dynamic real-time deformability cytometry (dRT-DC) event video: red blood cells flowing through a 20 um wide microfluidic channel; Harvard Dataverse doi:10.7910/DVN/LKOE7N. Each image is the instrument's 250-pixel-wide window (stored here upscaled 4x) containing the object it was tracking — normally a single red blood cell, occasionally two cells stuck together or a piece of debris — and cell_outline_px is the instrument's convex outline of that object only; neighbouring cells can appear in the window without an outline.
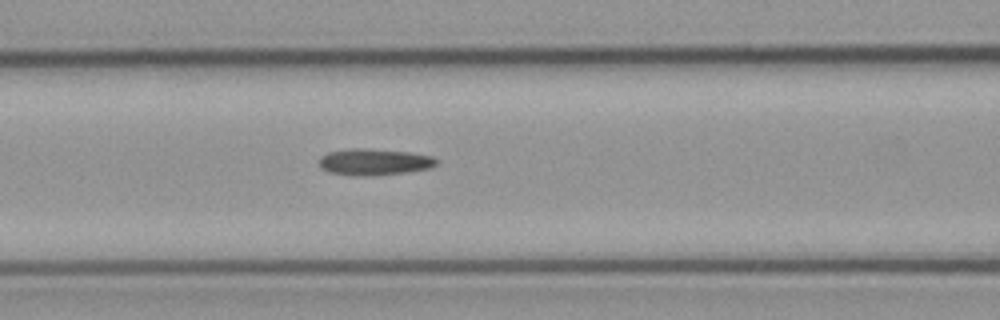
{"species": "common noctule bat (a hibernating species)", "species_latin": "Nyctalus noctula", "temperature_condition": "cold", "stored_images_in_passage": 9, "camera_frame_rate_fps": 3000, "um_per_image_px": 0.085, "animal": {"sex": "male", "body_mass_g": 23.1, "forearm_length_mm": 52.7}, "frame": {"image": 1, "passage_image": 9, "time_ms": 10.0, "image_size_px": [1000, 320], "cell_outline_px": [[440, 160], [432, 168], [408, 172], [372, 176], [352, 176], [328, 172], [320, 168], [320, 156], [328, 152], [352, 148], [364, 148], [408, 152], [432, 156]], "centroid_in_image_um": [31.82, 13.78], "position_along_channel_um": 134.8, "area_um2": 18.38}}